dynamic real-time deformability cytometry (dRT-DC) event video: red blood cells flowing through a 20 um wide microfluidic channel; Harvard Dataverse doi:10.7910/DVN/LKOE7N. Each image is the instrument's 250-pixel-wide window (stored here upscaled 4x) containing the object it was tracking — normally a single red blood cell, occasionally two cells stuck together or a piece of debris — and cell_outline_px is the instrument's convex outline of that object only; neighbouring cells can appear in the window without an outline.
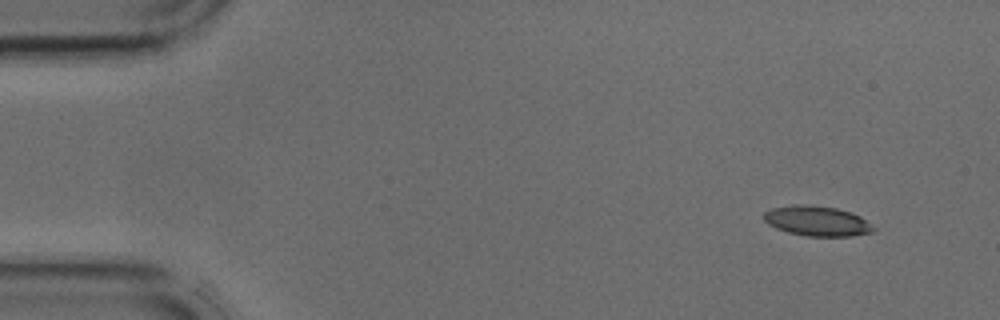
{"species": "common noctule bat (a hibernating species)", "species_latin": "Nyctalus noctula", "temperature_condition": "cold", "stored_images_in_passage": 41, "segment_of_instrument_passage": [1, 2], "camera_frame_rate_fps": 3000, "um_per_image_px": 0.085, "animal": {"sex": "male", "body_mass_g": 17.9, "forearm_length_mm": 54.2}, "frame": {"image": 1, "passage_image": 1, "time_ms": 0.0, "image_size_px": [1000, 320], "cell_outline_px": [[876, 228], [872, 232], [852, 236], [804, 236], [788, 232], [776, 228], [768, 224], [764, 220], [764, 212], [772, 208], [792, 204], [812, 204], [836, 208], [852, 212], [860, 216]], "centroid_in_image_um": [69.44, 18.77], "position_along_channel_um": 15.6, "area_um2": 19.36}}
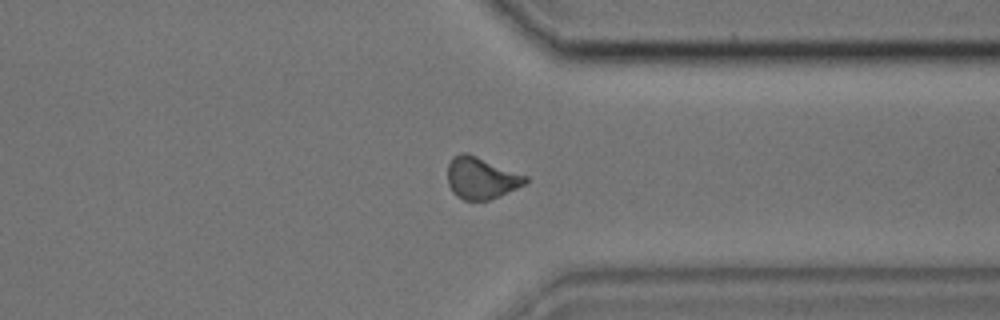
{"frame": {"image": 2, "passage_image": 30, "time_ms": 9.667, "image_size_px": [1000, 320], "cell_outline_px": [[528, 180], [524, 184], [500, 196], [488, 200], [464, 200], [456, 196], [452, 192], [448, 184], [448, 164], [452, 156], [464, 152], [468, 152], [528, 176]], "centroid_in_image_um": [40.88, 15.12], "position_along_channel_um": 370.5, "area_um2": 19.07}}
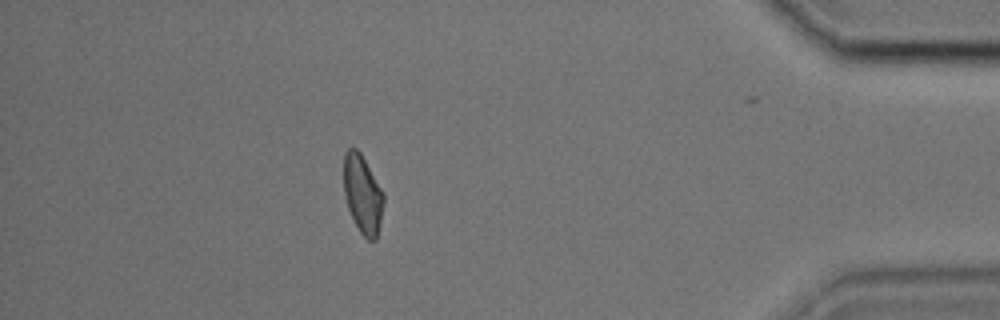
{"frame": {"image": 3, "passage_image": 35, "time_ms": 11.333, "image_size_px": [1000, 320], "cell_outline_px": [[384, 200], [376, 240], [368, 240], [360, 232], [348, 208], [344, 196], [344, 152], [348, 148], [356, 148], [360, 152], [384, 192]], "centroid_in_image_um": [30.82, 16.48], "position_along_channel_um": 404.4, "area_um2": 18.09}}